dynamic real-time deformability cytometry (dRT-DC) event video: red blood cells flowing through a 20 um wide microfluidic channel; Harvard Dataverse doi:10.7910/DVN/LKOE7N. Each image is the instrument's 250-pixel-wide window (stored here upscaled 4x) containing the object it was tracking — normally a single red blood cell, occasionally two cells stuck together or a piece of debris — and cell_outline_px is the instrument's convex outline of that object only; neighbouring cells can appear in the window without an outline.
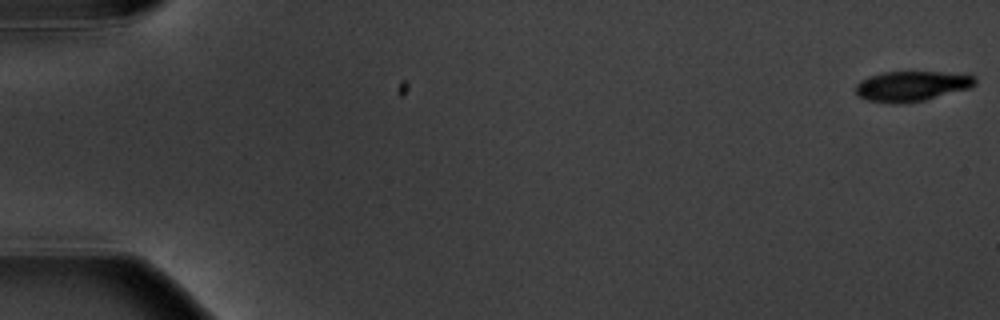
{"species": "common noctule bat (a hibernating species)", "species_latin": "Nyctalus noctula", "temperature_condition": "warm", "stored_images_in_passage": 6, "camera_frame_rate_fps": 3000, "um_per_image_px": 0.085, "animal": {"sex": "male", "body_mass_g": 20.1, "forearm_length_mm": 53.5}, "frame": {"image": 1, "passage_image": 1, "time_ms": 0.0, "image_size_px": [1000, 320], "cell_outline_px": [[976, 84], [972, 88], [924, 100], [900, 104], [892, 104], [868, 100], [860, 96], [856, 92], [856, 84], [860, 80], [868, 76], [880, 72], [968, 72], [976, 76]], "centroid_in_image_um": [77.57, 7.3], "position_along_channel_um": 7.4, "area_um2": 21.5}}
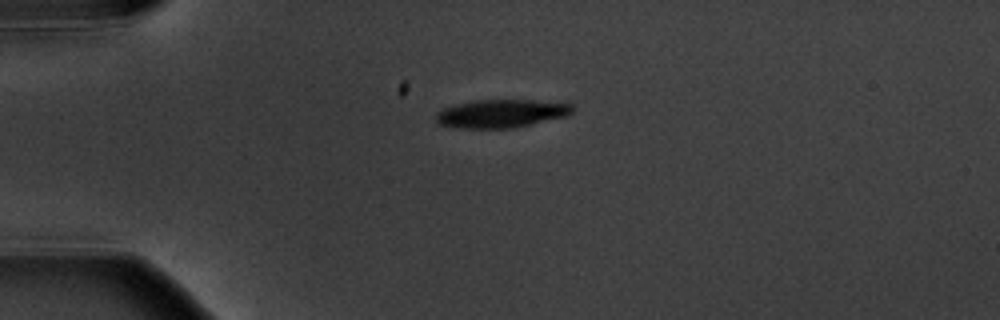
{"frame": {"image": 2, "passage_image": 5, "time_ms": 4.667, "image_size_px": [1000, 320], "cell_outline_px": [[572, 112], [564, 116], [516, 128], [456, 128], [436, 124], [436, 112], [444, 108], [456, 104], [476, 100], [532, 100], [572, 104]], "centroid_in_image_um": [42.54, 9.66], "position_along_channel_um": 42.5, "area_um2": 22.37}}